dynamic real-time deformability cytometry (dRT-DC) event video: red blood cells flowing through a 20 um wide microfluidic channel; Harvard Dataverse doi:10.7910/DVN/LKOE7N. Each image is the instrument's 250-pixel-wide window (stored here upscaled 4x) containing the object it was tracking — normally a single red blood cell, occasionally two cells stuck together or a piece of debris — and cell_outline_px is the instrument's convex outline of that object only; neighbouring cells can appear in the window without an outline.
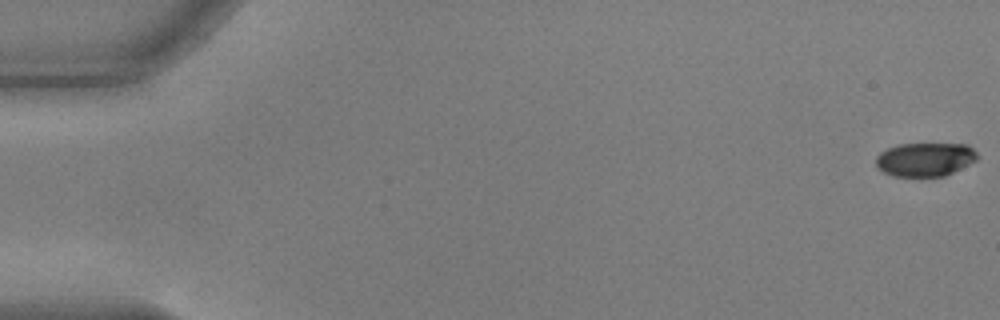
{"species": "common noctule bat (a hibernating species)", "species_latin": "Nyctalus noctula", "temperature_condition": "warm", "stored_images_in_passage": 50, "camera_frame_rate_fps": 3000, "um_per_image_px": 0.085, "animal": {"sex": "male", "body_mass_g": 17.9, "forearm_length_mm": 54.2}, "frame": {"image": 1, "passage_image": 1, "time_ms": 0.0, "image_size_px": [1000, 320], "cell_outline_px": [[976, 160], [944, 176], [896, 176], [884, 172], [876, 164], [876, 156], [880, 152], [888, 148], [900, 144], [968, 144], [976, 152]], "centroid_in_image_um": [78.62, 13.54], "position_along_channel_um": 6.4, "area_um2": 19.59}}
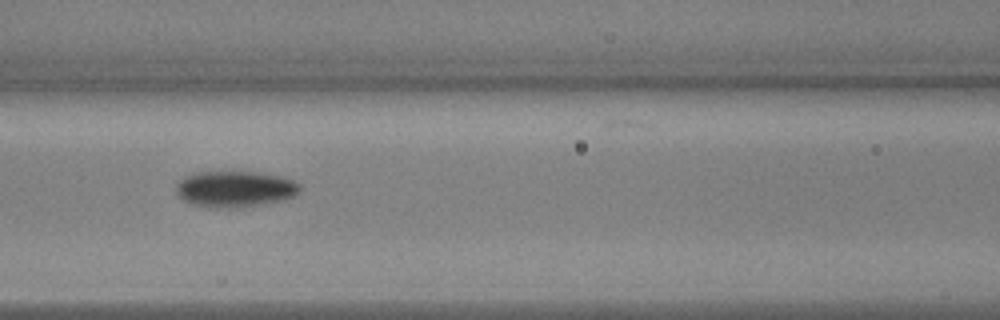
{"frame": {"image": 2, "passage_image": 25, "time_ms": 8.0, "image_size_px": [1000, 320], "cell_outline_px": [[300, 192], [284, 200], [260, 204], [216, 208], [208, 208], [192, 204], [176, 196], [176, 184], [180, 180], [188, 176], [200, 172], [256, 172], [284, 176], [300, 184]], "centroid_in_image_um": [19.97, 16.06], "position_along_channel_um": 146.6, "area_um2": 25.89}}
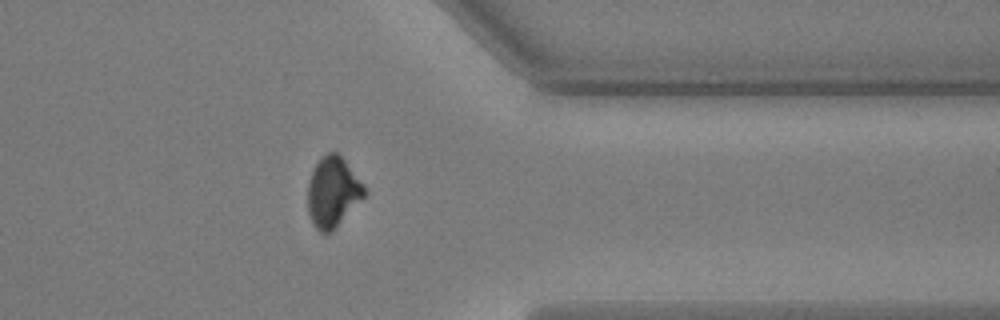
{"frame": {"image": 3, "passage_image": 45, "time_ms": 14.667, "image_size_px": [1000, 320], "cell_outline_px": [[368, 192], [332, 232], [320, 232], [312, 224], [308, 212], [308, 184], [312, 172], [316, 164], [328, 152], [336, 152], [344, 160], [364, 184]], "centroid_in_image_um": [28.3, 16.35], "position_along_channel_um": 383.1, "area_um2": 22.95}}